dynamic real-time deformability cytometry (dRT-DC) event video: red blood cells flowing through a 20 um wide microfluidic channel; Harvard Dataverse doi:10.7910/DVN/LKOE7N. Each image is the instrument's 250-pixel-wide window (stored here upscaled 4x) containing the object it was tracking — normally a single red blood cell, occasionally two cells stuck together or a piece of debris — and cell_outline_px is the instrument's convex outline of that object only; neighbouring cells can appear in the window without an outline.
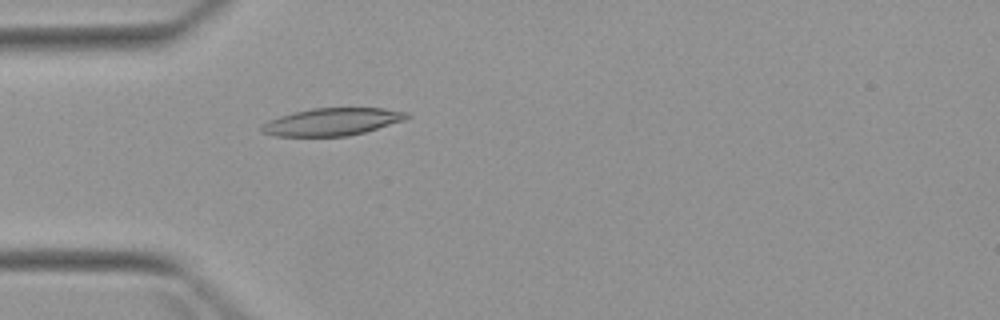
{"species": "Egyptian fruit bat (a non-hibernating species)", "species_latin": "Rousettus aegyptiacus", "temperature_condition": "warm", "stored_images_in_passage": 5, "camera_frame_rate_fps": 3000, "um_per_image_px": 0.085, "animal": {"sex": "female"}, "frame": {"image": 1, "passage_image": 5, "time_ms": 4.667, "image_size_px": [1000, 320], "cell_outline_px": [[412, 116], [404, 120], [364, 132], [348, 136], [276, 136], [260, 132], [260, 128], [268, 120], [280, 116], [312, 108], [384, 108], [408, 112]], "centroid_in_image_um": [28.24, 10.35], "position_along_channel_um": 56.8, "area_um2": 23.12}}